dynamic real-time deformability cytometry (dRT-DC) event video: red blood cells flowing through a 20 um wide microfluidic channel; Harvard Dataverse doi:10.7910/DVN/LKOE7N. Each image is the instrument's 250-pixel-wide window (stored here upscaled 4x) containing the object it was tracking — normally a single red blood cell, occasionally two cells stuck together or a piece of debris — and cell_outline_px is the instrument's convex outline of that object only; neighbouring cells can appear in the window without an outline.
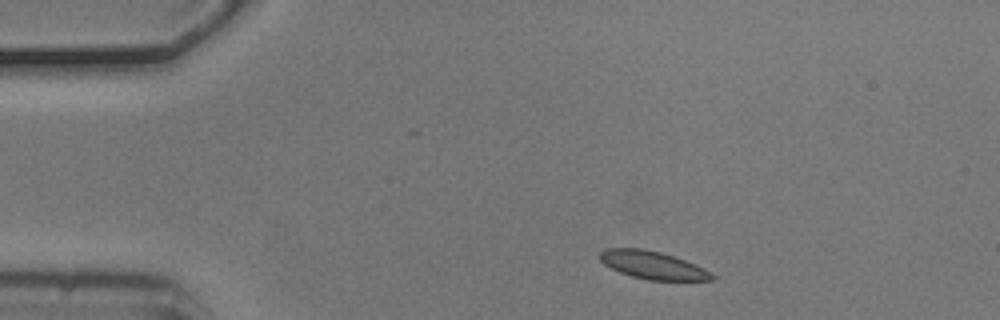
{"species": "common noctule bat (a hibernating species)", "species_latin": "Nyctalus noctula", "temperature_condition": "cold", "stored_images_in_passage": 6, "segment_of_instrument_passage": [2, 2], "camera_frame_rate_fps": 3000, "um_per_image_px": 0.085, "animal": {"sex": "male", "body_mass_g": 20.5, "forearm_length_mm": 52.5}, "frame": {"image": 1, "passage_image": 6, "time_ms": 1.667, "image_size_px": [1000, 320], "cell_outline_px": [[716, 280], [648, 280], [632, 276], [620, 272], [604, 264], [600, 260], [600, 252], [604, 248], [640, 248], [660, 252], [684, 260], [704, 268], [716, 276]], "centroid_in_image_um": [55.48, 22.54], "position_along_channel_um": 29.5, "area_um2": 18.03}}